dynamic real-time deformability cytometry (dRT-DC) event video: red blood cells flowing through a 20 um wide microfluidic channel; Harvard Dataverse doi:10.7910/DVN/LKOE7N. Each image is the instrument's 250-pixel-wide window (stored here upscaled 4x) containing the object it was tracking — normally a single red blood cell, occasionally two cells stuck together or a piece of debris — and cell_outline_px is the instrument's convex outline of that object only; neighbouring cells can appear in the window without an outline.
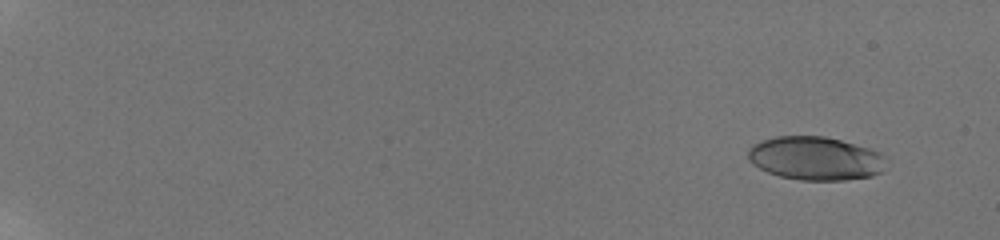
{"species": "human", "species_latin": "Homo sapiens", "temperature_condition": "room temperature", "stored_images_in_passage": 55, "camera_frame_rate_fps": 3000, "um_per_image_px": 0.085, "donor": {"sex": "male"}, "frame": {"image": 1, "passage_image": 1, "time_ms": 0.0, "image_size_px": [1000, 240], "cell_outline_px": [[880, 172], [872, 176], [844, 180], [800, 180], [780, 176], [768, 172], [752, 164], [748, 160], [748, 148], [752, 144], [760, 140], [776, 136], [824, 136], [840, 140], [868, 148], [880, 152]], "centroid_in_image_um": [69.19, 13.45], "position_along_channel_um": 15.8, "area_um2": 34.56}}
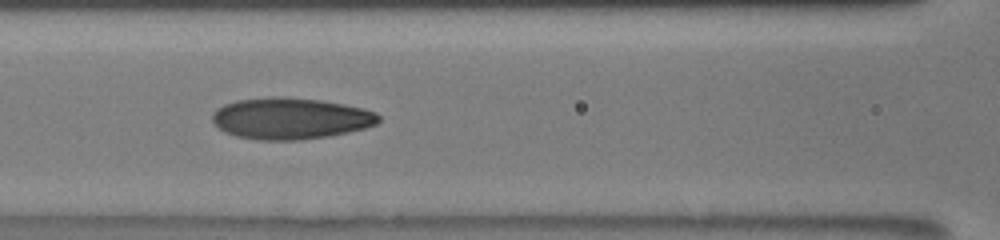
{"frame": {"image": 2, "passage_image": 27, "time_ms": 8.667, "image_size_px": [1000, 240], "cell_outline_px": [[380, 120], [376, 124], [364, 128], [348, 132], [328, 136], [300, 140], [260, 140], [236, 136], [224, 132], [212, 120], [212, 116], [216, 108], [224, 104], [236, 100], [272, 96], [288, 96], [320, 100], [344, 104], [364, 108], [376, 112], [380, 116]], "centroid_in_image_um": [24.69, 10.05], "position_along_channel_um": 141.9, "area_um2": 40.4}}
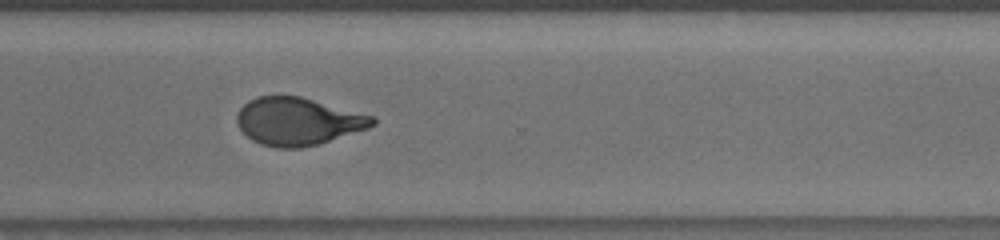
{"frame": {"image": 3, "passage_image": 43, "time_ms": 14.0, "image_size_px": [1000, 240], "cell_outline_px": [[376, 124], [368, 128], [320, 144], [300, 148], [276, 148], [260, 144], [252, 140], [240, 128], [236, 120], [236, 116], [240, 108], [248, 100], [256, 96], [300, 96], [376, 116]], "centroid_in_image_um": [25.34, 10.32], "position_along_channel_um": 345.3, "area_um2": 37.86}, "authors_computed_cell_mechanics": {"area_um2": 37.281, "velocity_mm_per_s": 3.8265, "shape_relaxation_time_tau1_ms": 5.8143, "shape_relaxation_time_tau2_ms": 1.4746, "deformation_change_tau1": 0.2049, "deformation_change_tau2": 0.0879}}